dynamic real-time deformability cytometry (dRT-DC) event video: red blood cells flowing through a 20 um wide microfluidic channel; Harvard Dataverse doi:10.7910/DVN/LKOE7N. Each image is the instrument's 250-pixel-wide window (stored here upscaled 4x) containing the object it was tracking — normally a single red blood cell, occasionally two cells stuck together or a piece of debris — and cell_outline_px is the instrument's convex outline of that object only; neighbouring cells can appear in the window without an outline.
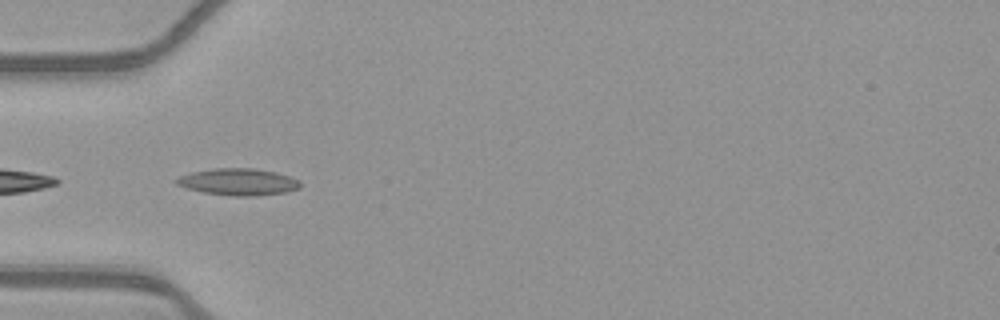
{"species": "common noctule bat (a hibernating species)", "species_latin": "Nyctalus noctula", "temperature_condition": "warm", "stored_images_in_passage": 10, "camera_frame_rate_fps": 3000, "um_per_image_px": 0.085, "animal": {"sex": "female", "body_mass_g": 21.9}, "frame": {"image": 1, "passage_image": 1, "time_ms": 0.0, "image_size_px": [1000, 320], "cell_outline_px": [[300, 188], [284, 192], [256, 196], [236, 196], [204, 192], [188, 188], [176, 184], [172, 180], [180, 176], [192, 172], [212, 168], [256, 168], [276, 172], [300, 180]], "centroid_in_image_um": [20.25, 15.45], "position_along_channel_um": 64.8, "area_um2": 19.31}}
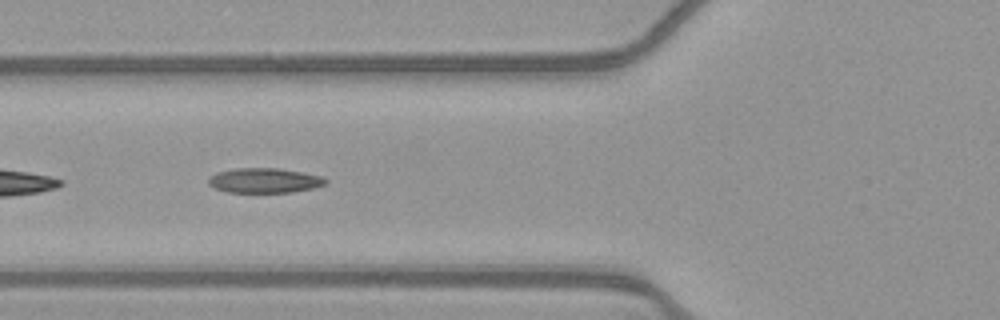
{"frame": {"image": 2, "passage_image": 4, "time_ms": 1.0, "image_size_px": [1000, 320], "cell_outline_px": [[328, 184], [312, 188], [292, 192], [228, 192], [216, 188], [208, 184], [208, 180], [216, 172], [236, 168], [276, 168], [324, 176], [328, 180]], "centroid_in_image_um": [22.52, 15.34], "position_along_channel_um": 103.3, "area_um2": 16.88}}
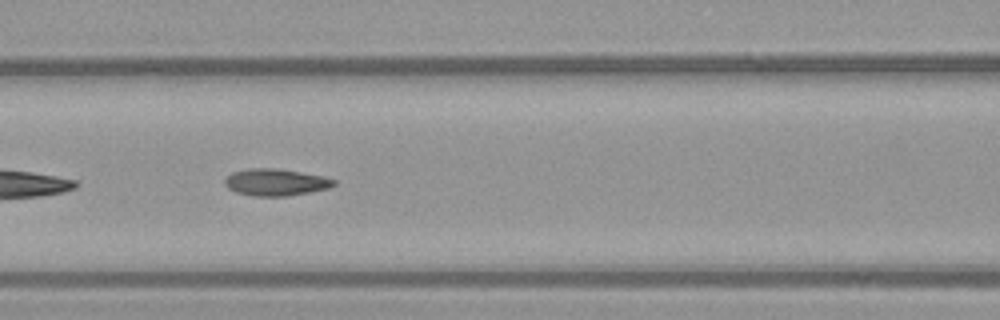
{"frame": {"image": 3, "passage_image": 7, "time_ms": 2.0, "image_size_px": [1000, 320], "cell_outline_px": [[336, 184], [328, 188], [308, 192], [284, 196], [252, 196], [236, 192], [228, 188], [224, 184], [224, 180], [232, 172], [248, 168], [276, 168], [324, 176], [336, 180]], "centroid_in_image_um": [23.41, 15.48], "position_along_channel_um": 143.2, "area_um2": 17.05}}